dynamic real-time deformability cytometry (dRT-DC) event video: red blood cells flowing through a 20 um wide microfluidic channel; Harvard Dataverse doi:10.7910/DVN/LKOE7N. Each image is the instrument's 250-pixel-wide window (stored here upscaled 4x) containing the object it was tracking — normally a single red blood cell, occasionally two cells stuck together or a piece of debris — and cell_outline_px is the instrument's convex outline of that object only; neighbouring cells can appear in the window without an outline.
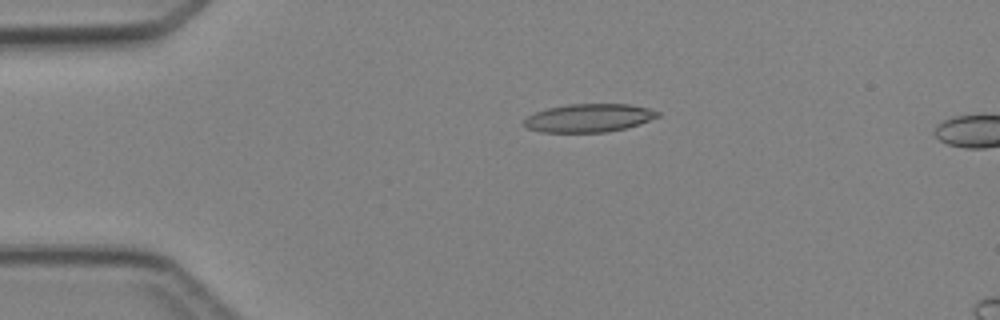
{"species": "Egyptian fruit bat (a non-hibernating species)", "species_latin": "Rousettus aegyptiacus", "temperature_condition": "cold", "stored_images_in_passage": 4, "camera_frame_rate_fps": 3000, "um_per_image_px": 0.085, "animal": {"sex": "female"}, "frame": {"image": 1, "passage_image": 3, "time_ms": 2.333, "image_size_px": [1000, 320], "cell_outline_px": [[660, 116], [624, 128], [608, 132], [540, 132], [528, 128], [524, 124], [524, 120], [528, 116], [536, 112], [548, 108], [568, 104], [628, 104], [648, 108], [660, 112]], "centroid_in_image_um": [50.04, 10.02], "position_along_channel_um": 35.0, "area_um2": 21.73}}